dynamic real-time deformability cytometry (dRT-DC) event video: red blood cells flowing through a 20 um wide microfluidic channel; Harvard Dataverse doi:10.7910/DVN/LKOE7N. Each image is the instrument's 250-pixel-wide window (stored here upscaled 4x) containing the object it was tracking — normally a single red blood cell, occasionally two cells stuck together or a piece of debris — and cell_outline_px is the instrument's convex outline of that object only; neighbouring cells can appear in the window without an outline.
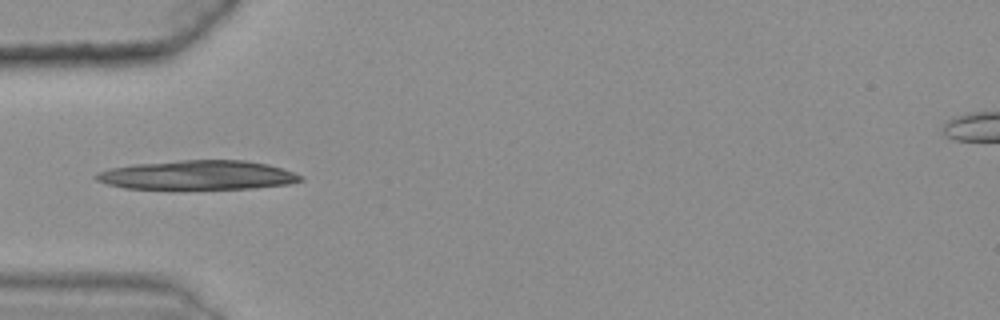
{"species": "common noctule bat (a hibernating species)", "species_latin": "Nyctalus noctula", "temperature_condition": "warm", "stored_images_in_passage": 31, "camera_frame_rate_fps": 3000, "um_per_image_px": 0.085, "animal": {"sex": "female", "body_mass_g": 25.1}, "frame": {"image": 1, "passage_image": 1, "time_ms": 0.0, "image_size_px": [1000, 320], "cell_outline_px": [[304, 180], [288, 184], [252, 188], [124, 188], [108, 184], [96, 180], [92, 176], [96, 172], [108, 168], [132, 164], [180, 160], [244, 160], [268, 164], [304, 176]], "centroid_in_image_um": [16.77, 14.87], "position_along_channel_um": 68.2, "area_um2": 34.68}}
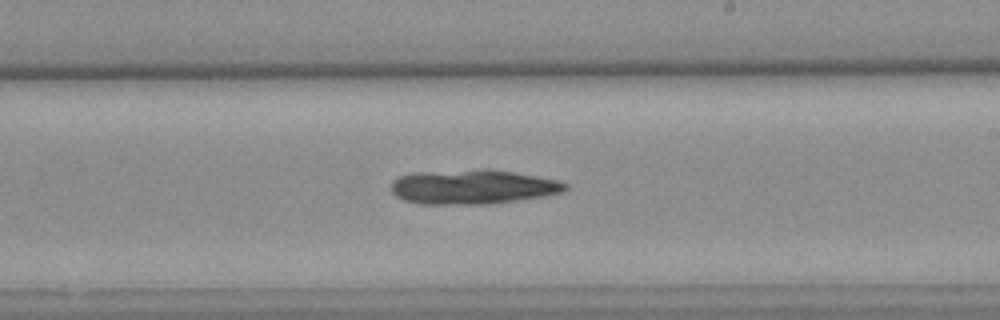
{"frame": {"image": 2, "passage_image": 16, "time_ms": 5.0, "image_size_px": [1000, 320], "cell_outline_px": [[568, 188], [564, 192], [544, 196], [488, 204], [420, 204], [404, 200], [396, 196], [392, 192], [392, 184], [400, 176], [416, 172], [488, 168], [512, 172], [556, 180], [568, 184]], "centroid_in_image_um": [40.19, 15.88], "position_along_channel_um": 248.8, "area_um2": 34.91}}
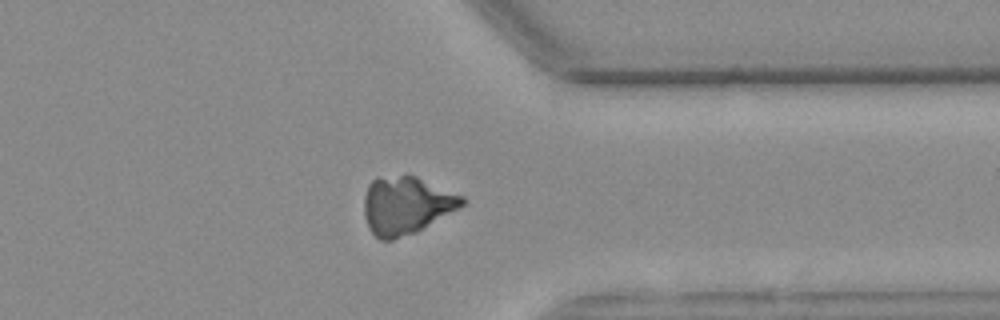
{"frame": {"image": 3, "passage_image": 27, "time_ms": 8.667, "image_size_px": [1000, 320], "cell_outline_px": [[468, 200], [460, 208], [416, 232], [392, 240], [380, 240], [368, 228], [364, 216], [364, 196], [368, 184], [376, 176], [416, 176], [464, 196]], "centroid_in_image_um": [34.53, 17.45], "position_along_channel_um": 376.9, "area_um2": 33.18}}